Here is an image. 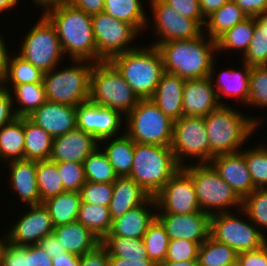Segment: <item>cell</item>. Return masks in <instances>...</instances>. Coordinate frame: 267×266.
<instances>
[{
    "mask_svg": "<svg viewBox=\"0 0 267 266\" xmlns=\"http://www.w3.org/2000/svg\"><path fill=\"white\" fill-rule=\"evenodd\" d=\"M264 118L267 117L262 114L261 117L245 115L239 108L236 110L230 105H221L211 111L204 117L210 142V161L215 155L241 151L245 142L253 138V133H258Z\"/></svg>",
    "mask_w": 267,
    "mask_h": 266,
    "instance_id": "obj_1",
    "label": "cell"
},
{
    "mask_svg": "<svg viewBox=\"0 0 267 266\" xmlns=\"http://www.w3.org/2000/svg\"><path fill=\"white\" fill-rule=\"evenodd\" d=\"M151 45L160 51L164 71L185 80L209 77L212 63L217 58L216 41L204 32L197 38L189 40H174Z\"/></svg>",
    "mask_w": 267,
    "mask_h": 266,
    "instance_id": "obj_2",
    "label": "cell"
},
{
    "mask_svg": "<svg viewBox=\"0 0 267 266\" xmlns=\"http://www.w3.org/2000/svg\"><path fill=\"white\" fill-rule=\"evenodd\" d=\"M45 16L56 29L65 57L97 62L91 15L68 4L48 11Z\"/></svg>",
    "mask_w": 267,
    "mask_h": 266,
    "instance_id": "obj_3",
    "label": "cell"
},
{
    "mask_svg": "<svg viewBox=\"0 0 267 266\" xmlns=\"http://www.w3.org/2000/svg\"><path fill=\"white\" fill-rule=\"evenodd\" d=\"M110 62L140 99L152 98L165 72L160 51L151 44L117 55Z\"/></svg>",
    "mask_w": 267,
    "mask_h": 266,
    "instance_id": "obj_4",
    "label": "cell"
},
{
    "mask_svg": "<svg viewBox=\"0 0 267 266\" xmlns=\"http://www.w3.org/2000/svg\"><path fill=\"white\" fill-rule=\"evenodd\" d=\"M180 168L170 146L135 142L133 163L127 177L154 197Z\"/></svg>",
    "mask_w": 267,
    "mask_h": 266,
    "instance_id": "obj_5",
    "label": "cell"
},
{
    "mask_svg": "<svg viewBox=\"0 0 267 266\" xmlns=\"http://www.w3.org/2000/svg\"><path fill=\"white\" fill-rule=\"evenodd\" d=\"M70 61V66L60 64L45 72L42 82L48 101L78 107L89 101L90 77L94 63L86 60Z\"/></svg>",
    "mask_w": 267,
    "mask_h": 266,
    "instance_id": "obj_6",
    "label": "cell"
},
{
    "mask_svg": "<svg viewBox=\"0 0 267 266\" xmlns=\"http://www.w3.org/2000/svg\"><path fill=\"white\" fill-rule=\"evenodd\" d=\"M182 168L193 180L200 210L213 215L238 211L242 208V200L210 163L194 162Z\"/></svg>",
    "mask_w": 267,
    "mask_h": 266,
    "instance_id": "obj_7",
    "label": "cell"
},
{
    "mask_svg": "<svg viewBox=\"0 0 267 266\" xmlns=\"http://www.w3.org/2000/svg\"><path fill=\"white\" fill-rule=\"evenodd\" d=\"M139 100L140 98L110 61L93 64L90 77V102L117 110L126 116L136 107Z\"/></svg>",
    "mask_w": 267,
    "mask_h": 266,
    "instance_id": "obj_8",
    "label": "cell"
},
{
    "mask_svg": "<svg viewBox=\"0 0 267 266\" xmlns=\"http://www.w3.org/2000/svg\"><path fill=\"white\" fill-rule=\"evenodd\" d=\"M209 236L233 248L237 254L259 249L267 243V235L253 224L242 209L210 215Z\"/></svg>",
    "mask_w": 267,
    "mask_h": 266,
    "instance_id": "obj_9",
    "label": "cell"
},
{
    "mask_svg": "<svg viewBox=\"0 0 267 266\" xmlns=\"http://www.w3.org/2000/svg\"><path fill=\"white\" fill-rule=\"evenodd\" d=\"M173 123L151 99H140L125 116L124 132L136 143L170 146Z\"/></svg>",
    "mask_w": 267,
    "mask_h": 266,
    "instance_id": "obj_10",
    "label": "cell"
},
{
    "mask_svg": "<svg viewBox=\"0 0 267 266\" xmlns=\"http://www.w3.org/2000/svg\"><path fill=\"white\" fill-rule=\"evenodd\" d=\"M38 18L22 38L18 55L45 73L59 66L65 55L54 25L45 15Z\"/></svg>",
    "mask_w": 267,
    "mask_h": 266,
    "instance_id": "obj_11",
    "label": "cell"
},
{
    "mask_svg": "<svg viewBox=\"0 0 267 266\" xmlns=\"http://www.w3.org/2000/svg\"><path fill=\"white\" fill-rule=\"evenodd\" d=\"M170 148L180 167L193 164V160L197 164L209 163L210 142L204 117L182 116L174 121Z\"/></svg>",
    "mask_w": 267,
    "mask_h": 266,
    "instance_id": "obj_12",
    "label": "cell"
},
{
    "mask_svg": "<svg viewBox=\"0 0 267 266\" xmlns=\"http://www.w3.org/2000/svg\"><path fill=\"white\" fill-rule=\"evenodd\" d=\"M91 20L97 48V62L110 61L113 57L139 46L133 43L140 33L131 24L118 20L104 11L92 15Z\"/></svg>",
    "mask_w": 267,
    "mask_h": 266,
    "instance_id": "obj_13",
    "label": "cell"
},
{
    "mask_svg": "<svg viewBox=\"0 0 267 266\" xmlns=\"http://www.w3.org/2000/svg\"><path fill=\"white\" fill-rule=\"evenodd\" d=\"M152 15L148 17L147 29L152 26L156 42L163 43L174 40H189L203 33V28L193 19L186 18L176 12L163 0H148ZM151 18V19H150Z\"/></svg>",
    "mask_w": 267,
    "mask_h": 266,
    "instance_id": "obj_14",
    "label": "cell"
},
{
    "mask_svg": "<svg viewBox=\"0 0 267 266\" xmlns=\"http://www.w3.org/2000/svg\"><path fill=\"white\" fill-rule=\"evenodd\" d=\"M154 197L156 214H189L200 211L193 180L182 167Z\"/></svg>",
    "mask_w": 267,
    "mask_h": 266,
    "instance_id": "obj_15",
    "label": "cell"
},
{
    "mask_svg": "<svg viewBox=\"0 0 267 266\" xmlns=\"http://www.w3.org/2000/svg\"><path fill=\"white\" fill-rule=\"evenodd\" d=\"M125 116L119 111L90 101L76 108L77 128L92 134L99 142L124 133Z\"/></svg>",
    "mask_w": 267,
    "mask_h": 266,
    "instance_id": "obj_16",
    "label": "cell"
},
{
    "mask_svg": "<svg viewBox=\"0 0 267 266\" xmlns=\"http://www.w3.org/2000/svg\"><path fill=\"white\" fill-rule=\"evenodd\" d=\"M26 210L6 230L8 242L14 245L30 246L38 244L54 231L48 210L43 204L24 205ZM28 210V211H27Z\"/></svg>",
    "mask_w": 267,
    "mask_h": 266,
    "instance_id": "obj_17",
    "label": "cell"
},
{
    "mask_svg": "<svg viewBox=\"0 0 267 266\" xmlns=\"http://www.w3.org/2000/svg\"><path fill=\"white\" fill-rule=\"evenodd\" d=\"M170 240L185 239L201 245L210 231V215L202 210L189 214H156Z\"/></svg>",
    "mask_w": 267,
    "mask_h": 266,
    "instance_id": "obj_18",
    "label": "cell"
},
{
    "mask_svg": "<svg viewBox=\"0 0 267 266\" xmlns=\"http://www.w3.org/2000/svg\"><path fill=\"white\" fill-rule=\"evenodd\" d=\"M219 59H215L212 63L209 78L213 84L214 89L217 93V98L221 105H228L227 102H224L223 97L233 98L240 105L247 106L248 94H249V73L251 67L241 62L240 68L228 67L223 71H219L218 75L216 74V62ZM216 77L214 78V76Z\"/></svg>",
    "mask_w": 267,
    "mask_h": 266,
    "instance_id": "obj_19",
    "label": "cell"
},
{
    "mask_svg": "<svg viewBox=\"0 0 267 266\" xmlns=\"http://www.w3.org/2000/svg\"><path fill=\"white\" fill-rule=\"evenodd\" d=\"M209 163L241 200L256 189L247 169L244 148L236 153L215 155Z\"/></svg>",
    "mask_w": 267,
    "mask_h": 266,
    "instance_id": "obj_20",
    "label": "cell"
},
{
    "mask_svg": "<svg viewBox=\"0 0 267 266\" xmlns=\"http://www.w3.org/2000/svg\"><path fill=\"white\" fill-rule=\"evenodd\" d=\"M98 147L99 141L92 134L76 128L53 138L49 160L52 162L83 163Z\"/></svg>",
    "mask_w": 267,
    "mask_h": 266,
    "instance_id": "obj_21",
    "label": "cell"
},
{
    "mask_svg": "<svg viewBox=\"0 0 267 266\" xmlns=\"http://www.w3.org/2000/svg\"><path fill=\"white\" fill-rule=\"evenodd\" d=\"M157 204L155 197L149 196L141 205L113 219L106 237L143 238L148 226L156 218Z\"/></svg>",
    "mask_w": 267,
    "mask_h": 266,
    "instance_id": "obj_22",
    "label": "cell"
},
{
    "mask_svg": "<svg viewBox=\"0 0 267 266\" xmlns=\"http://www.w3.org/2000/svg\"><path fill=\"white\" fill-rule=\"evenodd\" d=\"M4 165L9 168L8 185L20 203L23 206L42 204L37 187V161L22 159L4 163Z\"/></svg>",
    "mask_w": 267,
    "mask_h": 266,
    "instance_id": "obj_23",
    "label": "cell"
},
{
    "mask_svg": "<svg viewBox=\"0 0 267 266\" xmlns=\"http://www.w3.org/2000/svg\"><path fill=\"white\" fill-rule=\"evenodd\" d=\"M76 108L47 100L28 118L55 138L77 128Z\"/></svg>",
    "mask_w": 267,
    "mask_h": 266,
    "instance_id": "obj_24",
    "label": "cell"
},
{
    "mask_svg": "<svg viewBox=\"0 0 267 266\" xmlns=\"http://www.w3.org/2000/svg\"><path fill=\"white\" fill-rule=\"evenodd\" d=\"M183 116L205 117L221 106L209 77L185 80L183 87Z\"/></svg>",
    "mask_w": 267,
    "mask_h": 266,
    "instance_id": "obj_25",
    "label": "cell"
},
{
    "mask_svg": "<svg viewBox=\"0 0 267 266\" xmlns=\"http://www.w3.org/2000/svg\"><path fill=\"white\" fill-rule=\"evenodd\" d=\"M185 79L178 75L164 72L151 100L171 120L183 116V87Z\"/></svg>",
    "mask_w": 267,
    "mask_h": 266,
    "instance_id": "obj_26",
    "label": "cell"
},
{
    "mask_svg": "<svg viewBox=\"0 0 267 266\" xmlns=\"http://www.w3.org/2000/svg\"><path fill=\"white\" fill-rule=\"evenodd\" d=\"M53 233L68 253L77 256H82L101 244V240L78 221L54 227Z\"/></svg>",
    "mask_w": 267,
    "mask_h": 266,
    "instance_id": "obj_27",
    "label": "cell"
},
{
    "mask_svg": "<svg viewBox=\"0 0 267 266\" xmlns=\"http://www.w3.org/2000/svg\"><path fill=\"white\" fill-rule=\"evenodd\" d=\"M149 195L131 178L118 177L113 183V196L109 205L112 220L141 205Z\"/></svg>",
    "mask_w": 267,
    "mask_h": 266,
    "instance_id": "obj_28",
    "label": "cell"
},
{
    "mask_svg": "<svg viewBox=\"0 0 267 266\" xmlns=\"http://www.w3.org/2000/svg\"><path fill=\"white\" fill-rule=\"evenodd\" d=\"M134 146L135 142L125 132L99 142V147L106 154L118 177L129 175L133 163Z\"/></svg>",
    "mask_w": 267,
    "mask_h": 266,
    "instance_id": "obj_29",
    "label": "cell"
},
{
    "mask_svg": "<svg viewBox=\"0 0 267 266\" xmlns=\"http://www.w3.org/2000/svg\"><path fill=\"white\" fill-rule=\"evenodd\" d=\"M80 203V192L75 191H64L42 202L54 227L77 221Z\"/></svg>",
    "mask_w": 267,
    "mask_h": 266,
    "instance_id": "obj_30",
    "label": "cell"
},
{
    "mask_svg": "<svg viewBox=\"0 0 267 266\" xmlns=\"http://www.w3.org/2000/svg\"><path fill=\"white\" fill-rule=\"evenodd\" d=\"M247 17L233 0H229L220 9L214 11L206 18L203 32L216 41L227 30L233 28Z\"/></svg>",
    "mask_w": 267,
    "mask_h": 266,
    "instance_id": "obj_31",
    "label": "cell"
},
{
    "mask_svg": "<svg viewBox=\"0 0 267 266\" xmlns=\"http://www.w3.org/2000/svg\"><path fill=\"white\" fill-rule=\"evenodd\" d=\"M9 92L19 118L28 117L47 101L43 83L16 85Z\"/></svg>",
    "mask_w": 267,
    "mask_h": 266,
    "instance_id": "obj_32",
    "label": "cell"
},
{
    "mask_svg": "<svg viewBox=\"0 0 267 266\" xmlns=\"http://www.w3.org/2000/svg\"><path fill=\"white\" fill-rule=\"evenodd\" d=\"M141 0H105L104 12L131 24L140 34L147 30L148 13Z\"/></svg>",
    "mask_w": 267,
    "mask_h": 266,
    "instance_id": "obj_33",
    "label": "cell"
},
{
    "mask_svg": "<svg viewBox=\"0 0 267 266\" xmlns=\"http://www.w3.org/2000/svg\"><path fill=\"white\" fill-rule=\"evenodd\" d=\"M24 118L17 117L0 129V159L5 163L24 159Z\"/></svg>",
    "mask_w": 267,
    "mask_h": 266,
    "instance_id": "obj_34",
    "label": "cell"
},
{
    "mask_svg": "<svg viewBox=\"0 0 267 266\" xmlns=\"http://www.w3.org/2000/svg\"><path fill=\"white\" fill-rule=\"evenodd\" d=\"M24 133V159L35 161L49 160L53 137L33 123L28 117H24Z\"/></svg>",
    "mask_w": 267,
    "mask_h": 266,
    "instance_id": "obj_35",
    "label": "cell"
},
{
    "mask_svg": "<svg viewBox=\"0 0 267 266\" xmlns=\"http://www.w3.org/2000/svg\"><path fill=\"white\" fill-rule=\"evenodd\" d=\"M255 17H247L233 28L227 30L216 40L217 53L220 52H240L241 58L247 52L254 33ZM219 51V52H218Z\"/></svg>",
    "mask_w": 267,
    "mask_h": 266,
    "instance_id": "obj_36",
    "label": "cell"
},
{
    "mask_svg": "<svg viewBox=\"0 0 267 266\" xmlns=\"http://www.w3.org/2000/svg\"><path fill=\"white\" fill-rule=\"evenodd\" d=\"M43 75L44 73L39 68L23 59L16 51H11L7 61L6 76L2 84L10 91L14 86L20 84L43 83Z\"/></svg>",
    "mask_w": 267,
    "mask_h": 266,
    "instance_id": "obj_37",
    "label": "cell"
},
{
    "mask_svg": "<svg viewBox=\"0 0 267 266\" xmlns=\"http://www.w3.org/2000/svg\"><path fill=\"white\" fill-rule=\"evenodd\" d=\"M77 221L101 241L109 234L112 218L109 207L81 202Z\"/></svg>",
    "mask_w": 267,
    "mask_h": 266,
    "instance_id": "obj_38",
    "label": "cell"
},
{
    "mask_svg": "<svg viewBox=\"0 0 267 266\" xmlns=\"http://www.w3.org/2000/svg\"><path fill=\"white\" fill-rule=\"evenodd\" d=\"M237 252L210 236L199 246V266H233L237 264Z\"/></svg>",
    "mask_w": 267,
    "mask_h": 266,
    "instance_id": "obj_39",
    "label": "cell"
},
{
    "mask_svg": "<svg viewBox=\"0 0 267 266\" xmlns=\"http://www.w3.org/2000/svg\"><path fill=\"white\" fill-rule=\"evenodd\" d=\"M37 187L41 202L65 191L56 162L37 161Z\"/></svg>",
    "mask_w": 267,
    "mask_h": 266,
    "instance_id": "obj_40",
    "label": "cell"
},
{
    "mask_svg": "<svg viewBox=\"0 0 267 266\" xmlns=\"http://www.w3.org/2000/svg\"><path fill=\"white\" fill-rule=\"evenodd\" d=\"M83 165L86 181L113 184L118 178L106 154L100 147L84 160Z\"/></svg>",
    "mask_w": 267,
    "mask_h": 266,
    "instance_id": "obj_41",
    "label": "cell"
},
{
    "mask_svg": "<svg viewBox=\"0 0 267 266\" xmlns=\"http://www.w3.org/2000/svg\"><path fill=\"white\" fill-rule=\"evenodd\" d=\"M101 244L107 249L109 257L149 259L142 238L105 237Z\"/></svg>",
    "mask_w": 267,
    "mask_h": 266,
    "instance_id": "obj_42",
    "label": "cell"
},
{
    "mask_svg": "<svg viewBox=\"0 0 267 266\" xmlns=\"http://www.w3.org/2000/svg\"><path fill=\"white\" fill-rule=\"evenodd\" d=\"M142 239L149 259L156 265L164 262L170 239L165 227L157 218L148 226L147 232Z\"/></svg>",
    "mask_w": 267,
    "mask_h": 266,
    "instance_id": "obj_43",
    "label": "cell"
},
{
    "mask_svg": "<svg viewBox=\"0 0 267 266\" xmlns=\"http://www.w3.org/2000/svg\"><path fill=\"white\" fill-rule=\"evenodd\" d=\"M252 147L244 148L247 169L251 174L254 187L267 189V143L264 145L257 143Z\"/></svg>",
    "mask_w": 267,
    "mask_h": 266,
    "instance_id": "obj_44",
    "label": "cell"
},
{
    "mask_svg": "<svg viewBox=\"0 0 267 266\" xmlns=\"http://www.w3.org/2000/svg\"><path fill=\"white\" fill-rule=\"evenodd\" d=\"M241 209L265 234L267 231V189H255L242 200Z\"/></svg>",
    "mask_w": 267,
    "mask_h": 266,
    "instance_id": "obj_45",
    "label": "cell"
},
{
    "mask_svg": "<svg viewBox=\"0 0 267 266\" xmlns=\"http://www.w3.org/2000/svg\"><path fill=\"white\" fill-rule=\"evenodd\" d=\"M240 59L241 62H244L250 67L267 65V32L256 17L250 46Z\"/></svg>",
    "mask_w": 267,
    "mask_h": 266,
    "instance_id": "obj_46",
    "label": "cell"
},
{
    "mask_svg": "<svg viewBox=\"0 0 267 266\" xmlns=\"http://www.w3.org/2000/svg\"><path fill=\"white\" fill-rule=\"evenodd\" d=\"M247 107L267 108V66L251 67Z\"/></svg>",
    "mask_w": 267,
    "mask_h": 266,
    "instance_id": "obj_47",
    "label": "cell"
},
{
    "mask_svg": "<svg viewBox=\"0 0 267 266\" xmlns=\"http://www.w3.org/2000/svg\"><path fill=\"white\" fill-rule=\"evenodd\" d=\"M65 191L79 192L86 182L83 163L56 162Z\"/></svg>",
    "mask_w": 267,
    "mask_h": 266,
    "instance_id": "obj_48",
    "label": "cell"
},
{
    "mask_svg": "<svg viewBox=\"0 0 267 266\" xmlns=\"http://www.w3.org/2000/svg\"><path fill=\"white\" fill-rule=\"evenodd\" d=\"M79 192L81 202L109 207L113 196V184L86 181Z\"/></svg>",
    "mask_w": 267,
    "mask_h": 266,
    "instance_id": "obj_49",
    "label": "cell"
},
{
    "mask_svg": "<svg viewBox=\"0 0 267 266\" xmlns=\"http://www.w3.org/2000/svg\"><path fill=\"white\" fill-rule=\"evenodd\" d=\"M199 244L185 239L169 241L165 261L181 262L198 259Z\"/></svg>",
    "mask_w": 267,
    "mask_h": 266,
    "instance_id": "obj_50",
    "label": "cell"
},
{
    "mask_svg": "<svg viewBox=\"0 0 267 266\" xmlns=\"http://www.w3.org/2000/svg\"><path fill=\"white\" fill-rule=\"evenodd\" d=\"M182 16L195 20L204 28L206 18L203 16L199 0H163Z\"/></svg>",
    "mask_w": 267,
    "mask_h": 266,
    "instance_id": "obj_51",
    "label": "cell"
},
{
    "mask_svg": "<svg viewBox=\"0 0 267 266\" xmlns=\"http://www.w3.org/2000/svg\"><path fill=\"white\" fill-rule=\"evenodd\" d=\"M17 118L9 90L0 83V129Z\"/></svg>",
    "mask_w": 267,
    "mask_h": 266,
    "instance_id": "obj_52",
    "label": "cell"
},
{
    "mask_svg": "<svg viewBox=\"0 0 267 266\" xmlns=\"http://www.w3.org/2000/svg\"><path fill=\"white\" fill-rule=\"evenodd\" d=\"M238 266H267V243L261 248L237 255Z\"/></svg>",
    "mask_w": 267,
    "mask_h": 266,
    "instance_id": "obj_53",
    "label": "cell"
},
{
    "mask_svg": "<svg viewBox=\"0 0 267 266\" xmlns=\"http://www.w3.org/2000/svg\"><path fill=\"white\" fill-rule=\"evenodd\" d=\"M25 266H53L52 258L38 244L25 246Z\"/></svg>",
    "mask_w": 267,
    "mask_h": 266,
    "instance_id": "obj_54",
    "label": "cell"
},
{
    "mask_svg": "<svg viewBox=\"0 0 267 266\" xmlns=\"http://www.w3.org/2000/svg\"><path fill=\"white\" fill-rule=\"evenodd\" d=\"M1 266H25V246L8 242L4 249Z\"/></svg>",
    "mask_w": 267,
    "mask_h": 266,
    "instance_id": "obj_55",
    "label": "cell"
},
{
    "mask_svg": "<svg viewBox=\"0 0 267 266\" xmlns=\"http://www.w3.org/2000/svg\"><path fill=\"white\" fill-rule=\"evenodd\" d=\"M80 266H109L107 249L99 244L94 250L80 256Z\"/></svg>",
    "mask_w": 267,
    "mask_h": 266,
    "instance_id": "obj_56",
    "label": "cell"
},
{
    "mask_svg": "<svg viewBox=\"0 0 267 266\" xmlns=\"http://www.w3.org/2000/svg\"><path fill=\"white\" fill-rule=\"evenodd\" d=\"M248 17H258L267 12V0H233Z\"/></svg>",
    "mask_w": 267,
    "mask_h": 266,
    "instance_id": "obj_57",
    "label": "cell"
},
{
    "mask_svg": "<svg viewBox=\"0 0 267 266\" xmlns=\"http://www.w3.org/2000/svg\"><path fill=\"white\" fill-rule=\"evenodd\" d=\"M68 4L92 16L104 11L105 0H68Z\"/></svg>",
    "mask_w": 267,
    "mask_h": 266,
    "instance_id": "obj_58",
    "label": "cell"
},
{
    "mask_svg": "<svg viewBox=\"0 0 267 266\" xmlns=\"http://www.w3.org/2000/svg\"><path fill=\"white\" fill-rule=\"evenodd\" d=\"M38 245L48 254L49 257L54 258L65 254L67 251L59 242L54 233L47 235L42 239Z\"/></svg>",
    "mask_w": 267,
    "mask_h": 266,
    "instance_id": "obj_59",
    "label": "cell"
},
{
    "mask_svg": "<svg viewBox=\"0 0 267 266\" xmlns=\"http://www.w3.org/2000/svg\"><path fill=\"white\" fill-rule=\"evenodd\" d=\"M109 266H157L150 259H124L121 257H109Z\"/></svg>",
    "mask_w": 267,
    "mask_h": 266,
    "instance_id": "obj_60",
    "label": "cell"
},
{
    "mask_svg": "<svg viewBox=\"0 0 267 266\" xmlns=\"http://www.w3.org/2000/svg\"><path fill=\"white\" fill-rule=\"evenodd\" d=\"M5 38L0 33V83L3 82L7 72V61L11 51L8 49Z\"/></svg>",
    "mask_w": 267,
    "mask_h": 266,
    "instance_id": "obj_61",
    "label": "cell"
},
{
    "mask_svg": "<svg viewBox=\"0 0 267 266\" xmlns=\"http://www.w3.org/2000/svg\"><path fill=\"white\" fill-rule=\"evenodd\" d=\"M53 266H80V256L66 252L52 258Z\"/></svg>",
    "mask_w": 267,
    "mask_h": 266,
    "instance_id": "obj_62",
    "label": "cell"
},
{
    "mask_svg": "<svg viewBox=\"0 0 267 266\" xmlns=\"http://www.w3.org/2000/svg\"><path fill=\"white\" fill-rule=\"evenodd\" d=\"M34 7L43 9L41 15H45L48 11L61 7L63 5H68V0H32Z\"/></svg>",
    "mask_w": 267,
    "mask_h": 266,
    "instance_id": "obj_63",
    "label": "cell"
},
{
    "mask_svg": "<svg viewBox=\"0 0 267 266\" xmlns=\"http://www.w3.org/2000/svg\"><path fill=\"white\" fill-rule=\"evenodd\" d=\"M229 0H199L203 16L207 18Z\"/></svg>",
    "mask_w": 267,
    "mask_h": 266,
    "instance_id": "obj_64",
    "label": "cell"
},
{
    "mask_svg": "<svg viewBox=\"0 0 267 266\" xmlns=\"http://www.w3.org/2000/svg\"><path fill=\"white\" fill-rule=\"evenodd\" d=\"M157 266H199V261L198 259L181 261V262L164 261L159 263Z\"/></svg>",
    "mask_w": 267,
    "mask_h": 266,
    "instance_id": "obj_65",
    "label": "cell"
},
{
    "mask_svg": "<svg viewBox=\"0 0 267 266\" xmlns=\"http://www.w3.org/2000/svg\"><path fill=\"white\" fill-rule=\"evenodd\" d=\"M20 0H0V15L3 12L12 11L14 8L18 6Z\"/></svg>",
    "mask_w": 267,
    "mask_h": 266,
    "instance_id": "obj_66",
    "label": "cell"
},
{
    "mask_svg": "<svg viewBox=\"0 0 267 266\" xmlns=\"http://www.w3.org/2000/svg\"><path fill=\"white\" fill-rule=\"evenodd\" d=\"M0 266L3 259L4 249L8 244V237L6 231H3V234H0ZM3 236V237H2Z\"/></svg>",
    "mask_w": 267,
    "mask_h": 266,
    "instance_id": "obj_67",
    "label": "cell"
},
{
    "mask_svg": "<svg viewBox=\"0 0 267 266\" xmlns=\"http://www.w3.org/2000/svg\"><path fill=\"white\" fill-rule=\"evenodd\" d=\"M256 19L263 25L267 32V12L259 15Z\"/></svg>",
    "mask_w": 267,
    "mask_h": 266,
    "instance_id": "obj_68",
    "label": "cell"
}]
</instances>
